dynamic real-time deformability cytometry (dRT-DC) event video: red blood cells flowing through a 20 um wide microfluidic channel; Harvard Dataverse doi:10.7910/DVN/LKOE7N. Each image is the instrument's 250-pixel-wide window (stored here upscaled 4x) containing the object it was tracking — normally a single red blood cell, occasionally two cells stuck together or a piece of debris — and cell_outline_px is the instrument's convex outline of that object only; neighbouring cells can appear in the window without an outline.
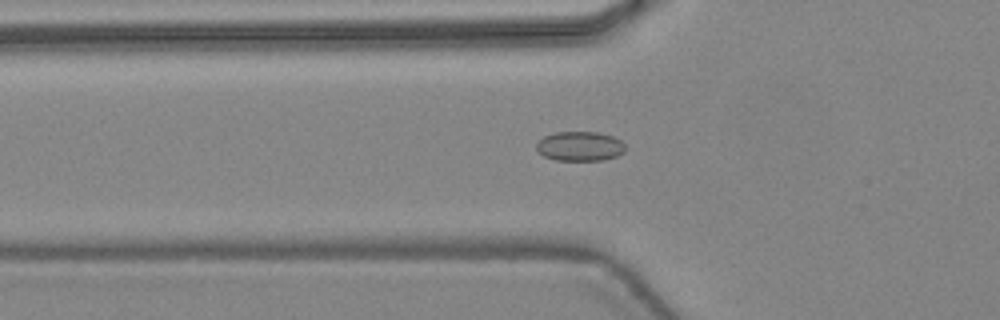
{"species": "common noctule bat (a hibernating species)", "species_latin": "Nyctalus noctula", "temperature_condition": "warm", "stored_images_in_passage": 39, "camera_frame_rate_fps": 3000, "um_per_image_px": 0.085, "animal": {"sex": "female", "body_mass_g": 24.6, "forearm_length_mm": 56.2}, "frame": {"image": 1, "passage_image": 9, "time_ms": 2.667, "image_size_px": [1000, 320], "cell_outline_px": [[624, 152], [616, 156], [600, 160], [556, 160], [544, 156], [536, 148], [536, 144], [544, 136], [556, 132], [600, 132], [612, 136], [620, 140], [624, 144]], "centroid_in_image_um": [49.29, 12.42], "position_along_channel_um": 76.5, "area_um2": 15.14}}
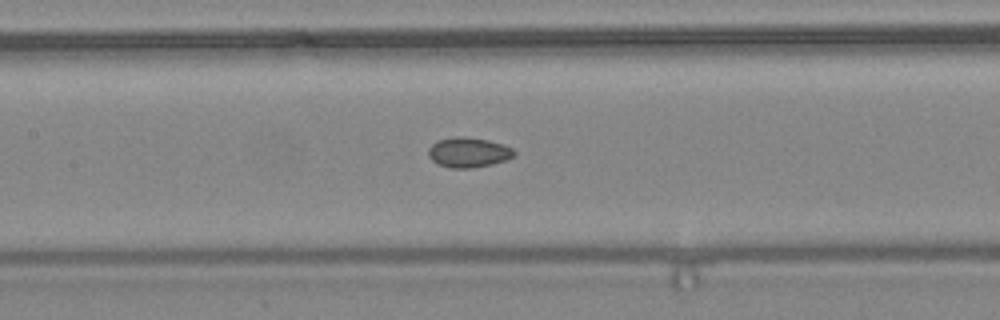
{"frame": {"image": 2, "passage_image": 15, "time_ms": 4.667, "image_size_px": [1000, 320], "cell_outline_px": [[516, 152], [512, 156], [504, 160], [492, 164], [472, 168], [452, 168], [440, 164], [432, 160], [428, 156], [428, 148], [436, 140], [456, 136], [460, 136], [488, 140], [504, 144], [512, 148]], "centroid_in_image_um": [39.8, 12.94], "position_along_channel_um": 167.6, "area_um2": 14.91}}
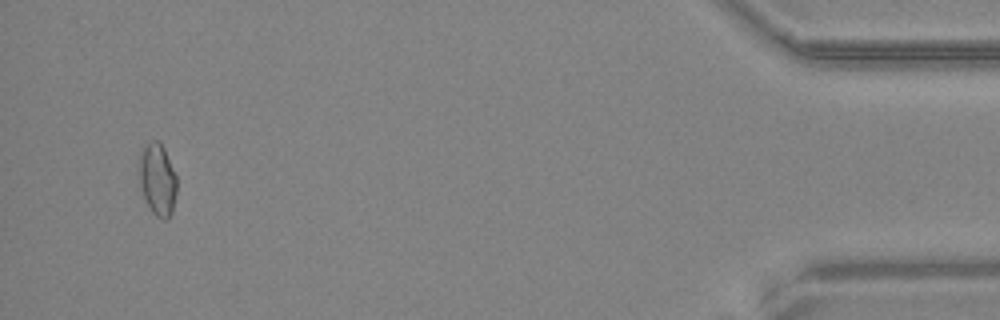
{"frame": {"image": 3, "passage_image": 37, "time_ms": 12.0, "image_size_px": [1000, 320], "cell_outline_px": [[176, 192], [172, 212], [164, 220], [156, 216], [152, 212], [140, 188], [140, 148], [152, 140], [160, 140], [164, 148], [176, 176]], "centroid_in_image_um": [13.38, 15.22], "position_along_channel_um": 421.8, "area_um2": 15.66}}